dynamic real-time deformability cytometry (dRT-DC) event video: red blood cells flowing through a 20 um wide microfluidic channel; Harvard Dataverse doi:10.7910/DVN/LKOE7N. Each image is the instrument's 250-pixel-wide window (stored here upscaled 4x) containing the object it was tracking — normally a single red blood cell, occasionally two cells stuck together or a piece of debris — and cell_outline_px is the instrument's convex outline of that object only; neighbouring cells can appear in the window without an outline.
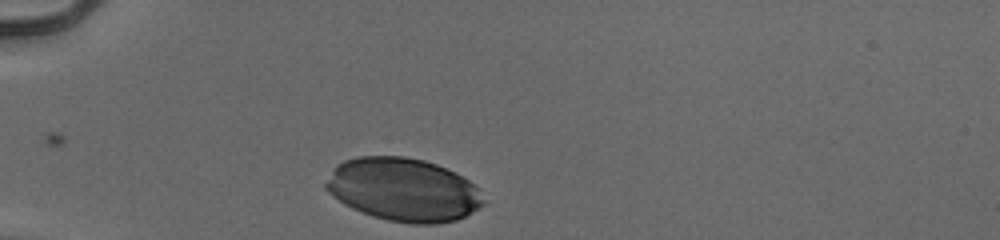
{"species": "human", "species_latin": "Homo sapiens", "temperature_condition": "cold", "stored_images_in_passage": 29, "camera_frame_rate_fps": 3000, "um_per_image_px": 0.085, "donor": {"sex": "male"}, "frame": {"image": 1, "passage_image": 1, "time_ms": 0.0, "image_size_px": [1000, 240], "cell_outline_px": [[484, 204], [464, 216], [456, 220], [432, 224], [412, 224], [388, 220], [372, 216], [352, 208], [344, 204], [332, 196], [324, 188], [324, 184], [336, 164], [344, 160], [356, 156], [404, 156], [424, 160], [436, 164], [468, 180], [480, 188], [484, 200]], "centroid_in_image_um": [34.25, 16.12], "position_along_channel_um": 50.7, "area_um2": 58.03}}
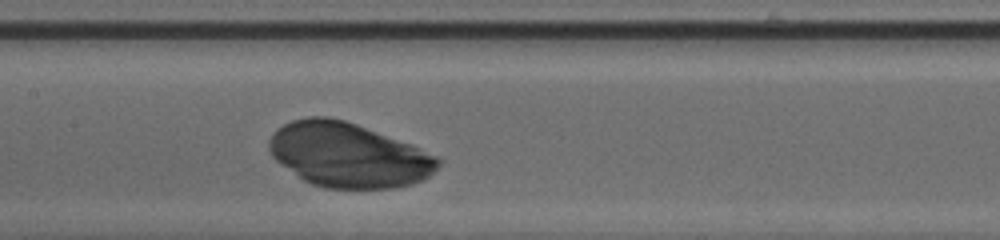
{"frame": {"image": 2, "passage_image": 13, "time_ms": 4.0, "image_size_px": [1000, 240], "cell_outline_px": [[440, 164], [424, 180], [412, 184], [396, 188], [324, 188], [312, 184], [304, 180], [276, 160], [272, 156], [268, 148], [268, 140], [272, 132], [276, 128], [292, 120], [308, 116], [328, 116], [344, 120], [356, 124], [412, 144], [436, 156], [440, 160]], "centroid_in_image_um": [29.58, 13.17], "position_along_channel_um": 177.8, "area_um2": 63.52}}
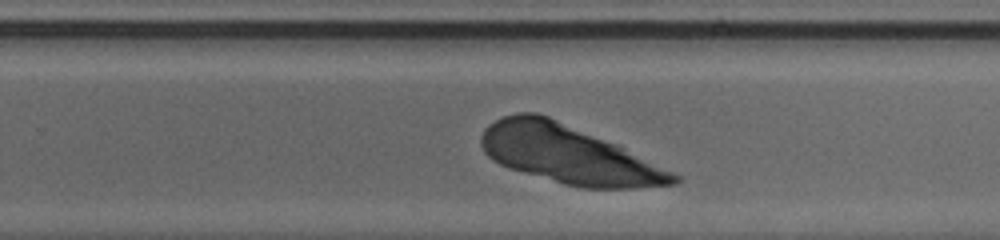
{"frame": {"image": 3, "passage_image": 21, "time_ms": 6.667, "image_size_px": [1000, 240], "cell_outline_px": [[680, 180], [676, 184], [640, 188], [580, 188], [564, 184], [508, 168], [492, 160], [484, 152], [480, 144], [480, 136], [484, 128], [488, 124], [504, 116], [516, 112], [536, 112], [548, 116], [616, 144], [680, 176]], "centroid_in_image_um": [48.25, 13.12], "position_along_channel_um": 281.5, "area_um2": 64.97}}